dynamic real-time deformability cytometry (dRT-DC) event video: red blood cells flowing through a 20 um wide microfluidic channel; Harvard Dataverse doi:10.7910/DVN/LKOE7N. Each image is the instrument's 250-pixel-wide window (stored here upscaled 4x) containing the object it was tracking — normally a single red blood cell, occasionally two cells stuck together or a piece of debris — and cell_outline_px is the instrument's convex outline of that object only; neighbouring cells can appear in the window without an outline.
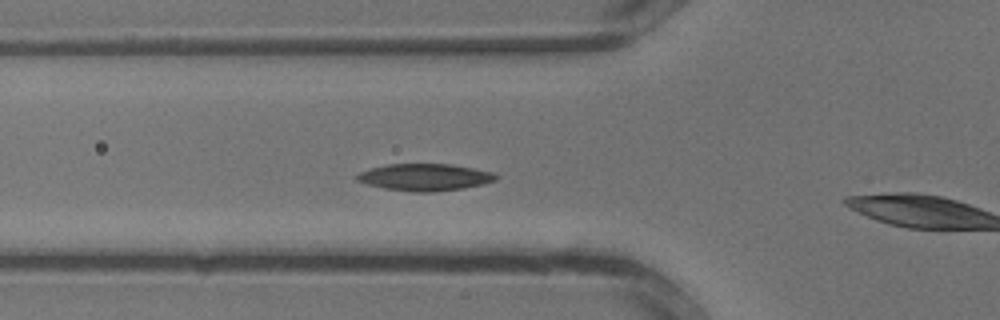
{"species": "common noctule bat (a hibernating species)", "species_latin": "Nyctalus noctula", "temperature_condition": "warm", "stored_images_in_passage": 6, "camera_frame_rate_fps": 3000, "um_per_image_px": 0.085, "animal": {"sex": "male", "body_mass_g": 13.3}, "frame": {"image": 1, "passage_image": 5, "time_ms": 1.333, "image_size_px": [1000, 320], "cell_outline_px": [[500, 176], [496, 180], [484, 184], [464, 188], [436, 192], [412, 192], [384, 188], [368, 184], [356, 180], [356, 176], [360, 172], [368, 168], [388, 164], [452, 164], [496, 172]], "centroid_in_image_um": [36.17, 15.06], "position_along_channel_um": 89.6, "area_um2": 22.14}}